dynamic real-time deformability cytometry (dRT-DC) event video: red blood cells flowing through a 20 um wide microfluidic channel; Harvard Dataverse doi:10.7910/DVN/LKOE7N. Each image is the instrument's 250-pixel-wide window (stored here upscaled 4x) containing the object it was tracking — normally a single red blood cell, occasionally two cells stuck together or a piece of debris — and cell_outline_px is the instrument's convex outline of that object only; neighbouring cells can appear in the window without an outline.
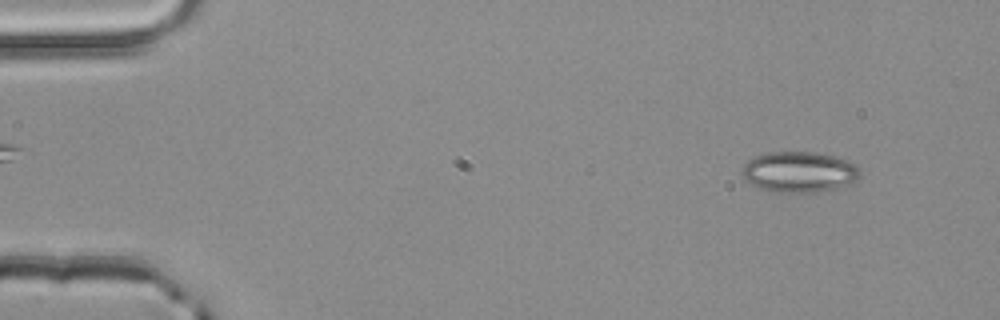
{"species": "common noctule bat (a hibernating species)", "species_latin": "Nyctalus noctula", "temperature_condition": "room temperature", "stored_images_in_passage": 52, "camera_frame_rate_fps": 3000, "um_per_image_px": 0.085, "animal": {"sex": "male", "body_mass_g": 20.4}, "frame": {"image": 1, "passage_image": 5, "time_ms": 1.333, "image_size_px": [1000, 320], "cell_outline_px": [[860, 176], [852, 184], [836, 188], [812, 192], [768, 192], [752, 184], [740, 172], [740, 168], [748, 160], [756, 156], [768, 152], [816, 152], [848, 160], [856, 164], [860, 168]], "centroid_in_image_um": [67.94, 14.61], "position_along_channel_um": 17.1, "area_um2": 28.15}}
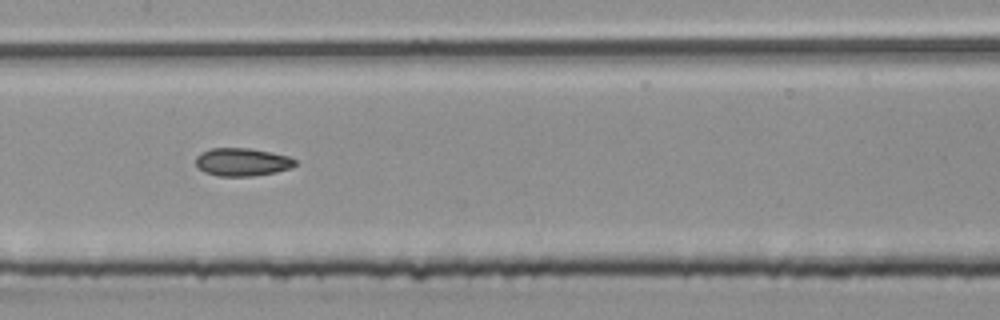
{"frame": {"image": 2, "passage_image": 26, "time_ms": 8.333, "image_size_px": [1000, 320], "cell_outline_px": [[296, 164], [292, 168], [276, 172], [252, 176], [220, 176], [204, 172], [196, 164], [196, 156], [200, 152], [212, 148], [248, 148], [288, 156], [296, 160]], "centroid_in_image_um": [20.58, 13.77], "position_along_channel_um": 186.8, "area_um2": 16.13}}
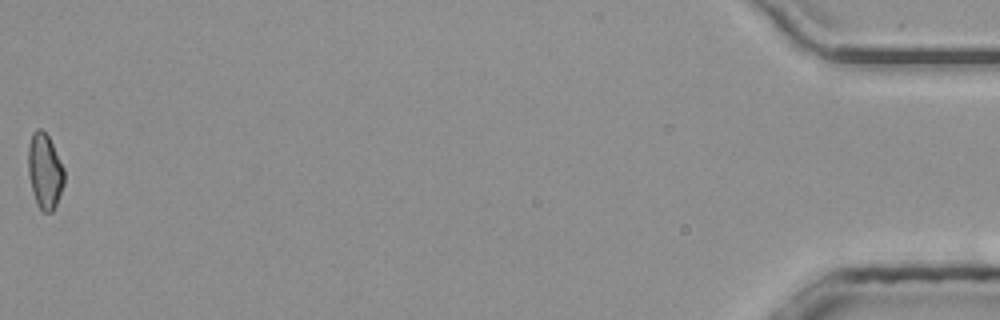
{"frame": {"image": 3, "passage_image": 52, "time_ms": 17.0, "image_size_px": [1000, 320], "cell_outline_px": [[64, 184], [56, 204], [52, 212], [44, 212], [36, 204], [32, 192], [28, 172], [28, 144], [32, 132], [36, 128], [40, 128], [48, 136], [64, 168]], "centroid_in_image_um": [3.79, 14.54], "position_along_channel_um": 431.4, "area_um2": 15.84}, "authors_computed_cell_mechanics": {"area_um2": 16.3285, "velocity_mm_per_s": 4.0329, "shape_relaxation_time_tau1_ms": null, "shape_relaxation_time_tau2_ms": 3.732, "deformation_change_tau1": null, "deformation_change_tau2": 0.1039}}